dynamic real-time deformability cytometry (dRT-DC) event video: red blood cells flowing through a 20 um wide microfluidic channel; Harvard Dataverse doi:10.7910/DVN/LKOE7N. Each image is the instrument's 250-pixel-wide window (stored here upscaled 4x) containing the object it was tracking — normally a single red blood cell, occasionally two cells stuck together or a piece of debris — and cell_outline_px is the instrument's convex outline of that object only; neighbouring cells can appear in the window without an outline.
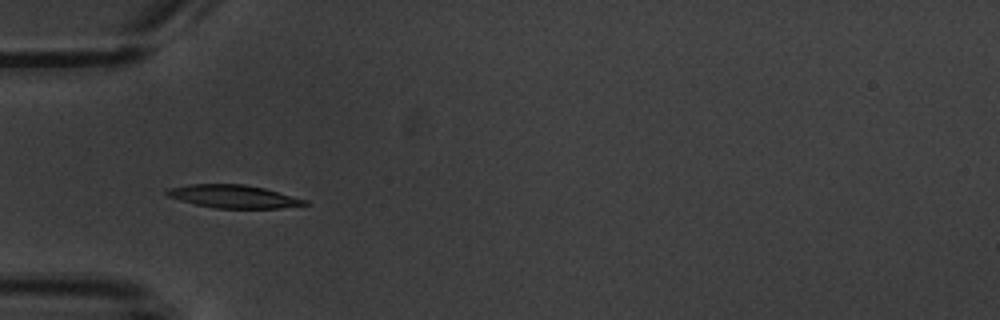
{"species": "common noctule bat (a hibernating species)", "species_latin": "Nyctalus noctula", "temperature_condition": "warm", "stored_images_in_passage": 6, "camera_frame_rate_fps": 3000, "um_per_image_px": 0.085, "animal": {"sex": "male", "body_mass_g": 20.1, "forearm_length_mm": 53.5}, "frame": {"image": 1, "passage_image": 5, "time_ms": 5.667, "image_size_px": [1000, 320], "cell_outline_px": [[308, 204], [280, 208], [216, 208], [196, 204], [180, 200], [168, 196], [164, 192], [168, 188], [188, 184], [244, 184], [264, 188], [308, 200]], "centroid_in_image_um": [19.84, 16.69], "position_along_channel_um": 65.2, "area_um2": 18.38}}
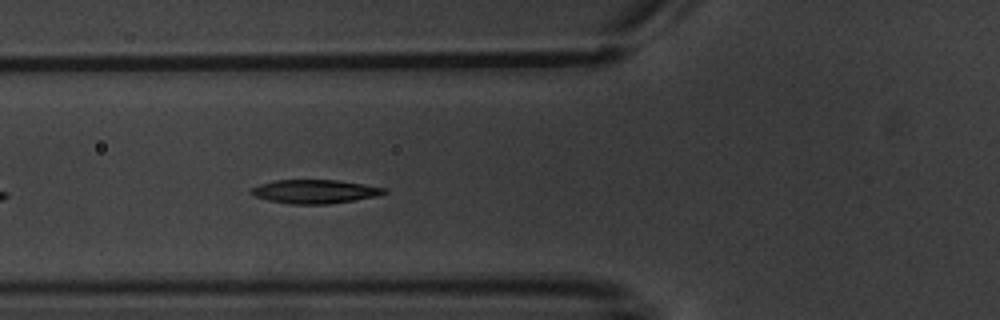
{"frame": {"image": 2, "passage_image": 6, "time_ms": 6.667, "image_size_px": [1000, 320], "cell_outline_px": [[388, 192], [376, 196], [328, 204], [288, 204], [268, 200], [252, 196], [248, 192], [252, 188], [260, 184], [276, 180], [340, 180], [388, 188]], "centroid_in_image_um": [26.74, 16.28], "position_along_channel_um": 99.1, "area_um2": 18.5}}